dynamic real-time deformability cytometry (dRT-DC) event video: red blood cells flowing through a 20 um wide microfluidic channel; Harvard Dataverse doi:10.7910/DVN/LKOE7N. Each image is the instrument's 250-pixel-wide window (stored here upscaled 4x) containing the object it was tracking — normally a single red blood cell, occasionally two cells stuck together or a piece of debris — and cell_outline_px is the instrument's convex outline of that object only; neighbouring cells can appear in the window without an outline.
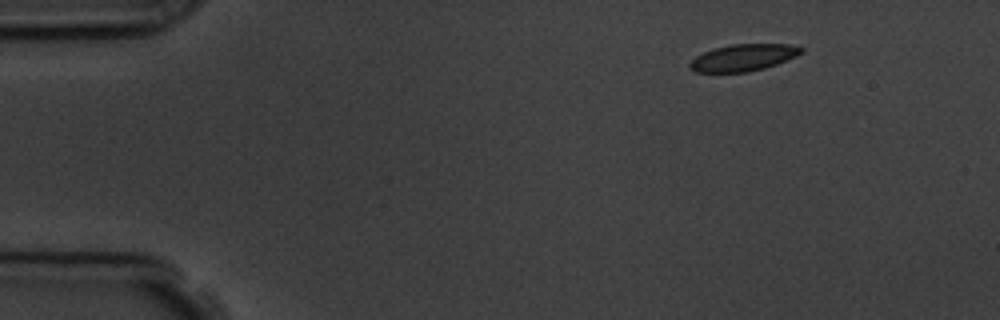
{"species": "common noctule bat (a hibernating species)", "species_latin": "Nyctalus noctula", "temperature_condition": "room temperature", "stored_images_in_passage": 14, "camera_frame_rate_fps": 3000, "um_per_image_px": 0.085, "animal": {"sex": "male", "body_mass_g": 19.5, "forearm_length_mm": 54.6}, "frame": {"image": 1, "passage_image": 1, "time_ms": 0.0, "image_size_px": [1000, 320], "cell_outline_px": [[804, 52], [796, 56], [776, 64], [764, 68], [748, 72], [696, 72], [688, 68], [688, 64], [696, 56], [712, 48], [732, 44], [788, 44], [804, 48]], "centroid_in_image_um": [63.16, 4.89], "position_along_channel_um": 21.8, "area_um2": 17.46}}
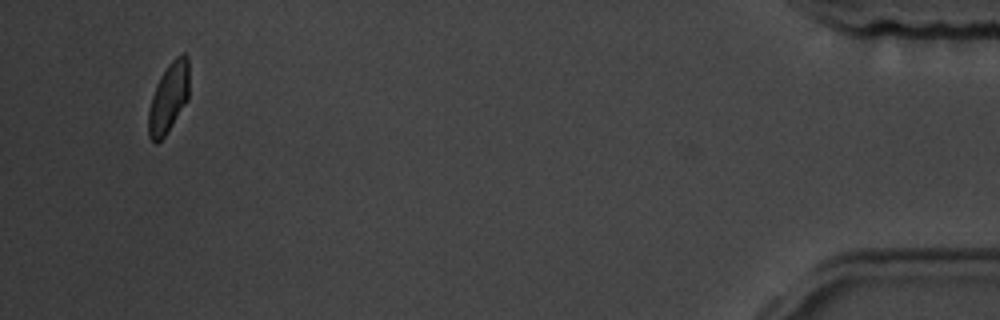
{"frame": {"image": 2, "passage_image": 14, "time_ms": 15.0, "image_size_px": [1000, 320], "cell_outline_px": [[188, 100], [164, 136], [156, 144], [148, 136], [148, 112], [152, 96], [156, 84], [160, 76], [168, 64], [180, 52], [184, 52], [188, 56]], "centroid_in_image_um": [14.33, 8.27], "position_along_channel_um": 420.9, "area_um2": 16.59}, "authors_computed_cell_mechanics": {"area_um2": 17.6868, "velocity_mm_per_s": 3.7405, "shape_relaxation_time_tau1_ms": 1.8668, "shape_relaxation_time_tau2_ms": null, "deformation_change_tau1": 0.0995, "deformation_change_tau2": null}}